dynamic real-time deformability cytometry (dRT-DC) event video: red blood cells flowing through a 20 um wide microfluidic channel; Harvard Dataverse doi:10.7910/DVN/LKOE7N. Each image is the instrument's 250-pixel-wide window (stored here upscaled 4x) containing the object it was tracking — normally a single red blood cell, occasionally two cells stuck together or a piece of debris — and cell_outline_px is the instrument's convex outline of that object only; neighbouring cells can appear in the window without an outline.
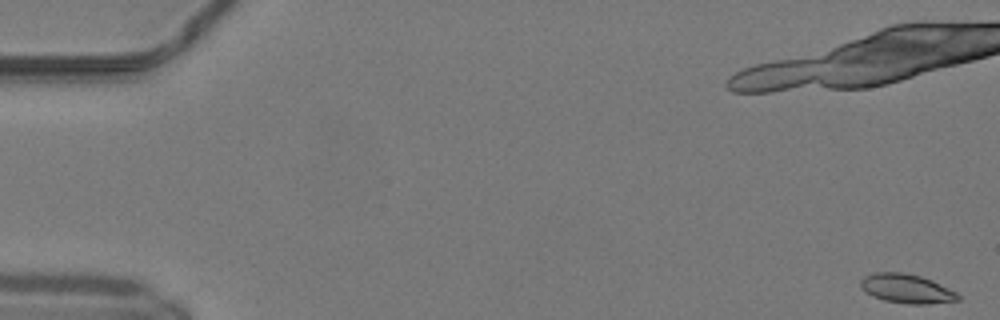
{"species": "common noctule bat (a hibernating species)", "species_latin": "Nyctalus noctula", "temperature_condition": "warm", "stored_images_in_passage": 20, "camera_frame_rate_fps": 3000, "um_per_image_px": 0.085, "animal": {"sex": "male", "body_mass_g": 19.2, "forearm_length_mm": 51.8}, "frame": {"image": 1, "passage_image": 1, "time_ms": 0.0, "image_size_px": [1000, 320], "cell_outline_px": [[960, 300], [928, 304], [908, 304], [884, 300], [872, 296], [860, 288], [860, 280], [864, 276], [872, 272], [904, 272], [920, 276], [932, 280], [956, 292], [960, 296]], "centroid_in_image_um": [77.03, 24.53], "position_along_channel_um": 8.0, "area_um2": 16.65}}
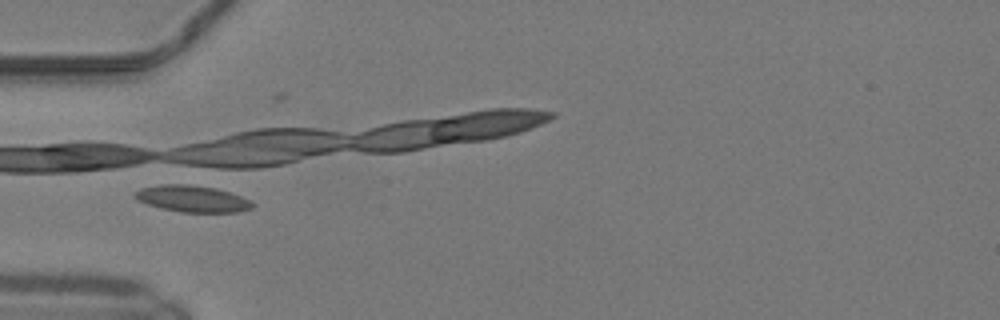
{"frame": {"image": 2, "passage_image": 17, "time_ms": 5.333, "image_size_px": [1000, 320], "cell_outline_px": [[256, 204], [252, 208], [240, 212], [180, 212], [160, 208], [136, 200], [132, 196], [140, 188], [180, 180], [216, 188], [240, 196]], "centroid_in_image_um": [16.3, 16.84], "position_along_channel_um": 68.7, "area_um2": 18.96}}